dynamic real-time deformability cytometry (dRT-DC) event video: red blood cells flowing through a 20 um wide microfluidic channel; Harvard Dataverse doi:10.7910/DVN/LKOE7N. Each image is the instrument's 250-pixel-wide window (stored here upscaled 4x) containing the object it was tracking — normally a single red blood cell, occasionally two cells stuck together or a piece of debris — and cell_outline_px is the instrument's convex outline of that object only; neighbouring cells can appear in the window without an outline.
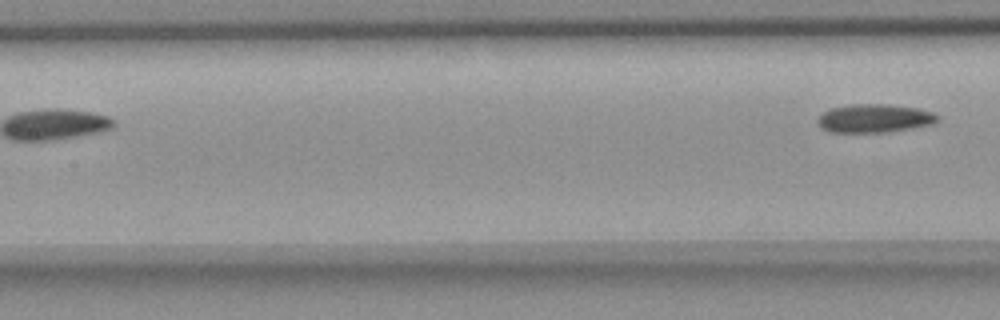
{"species": "common noctule bat (a hibernating species)", "species_latin": "Nyctalus noctula", "temperature_condition": "room temperature", "stored_images_in_passage": 6, "segment_of_instrument_passage": [2, 2], "camera_frame_rate_fps": 3000, "um_per_image_px": 0.085, "animal": {"sex": "female", "body_mass_g": 18.4}, "frame": {"image": 1, "passage_image": 6, "time_ms": 6.667, "image_size_px": [1000, 320], "cell_outline_px": [[940, 116], [932, 124], [912, 128], [888, 132], [828, 132], [820, 128], [816, 120], [824, 112], [832, 108], [852, 104], [884, 104], [916, 108], [932, 112]], "centroid_in_image_um": [74.3, 10.07], "position_along_channel_um": 133.1, "area_um2": 19.77}}